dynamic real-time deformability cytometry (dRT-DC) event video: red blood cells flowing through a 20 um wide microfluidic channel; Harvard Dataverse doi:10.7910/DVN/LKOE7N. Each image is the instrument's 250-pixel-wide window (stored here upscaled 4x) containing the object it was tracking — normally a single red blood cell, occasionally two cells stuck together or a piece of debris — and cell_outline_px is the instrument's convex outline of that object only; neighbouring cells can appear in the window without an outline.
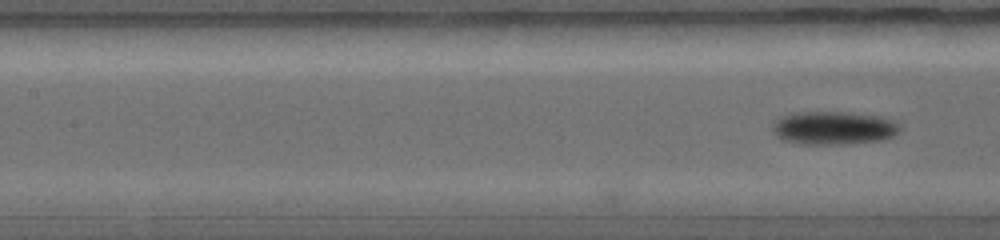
{"species": "common noctule bat (a hibernating species)", "species_latin": "Nyctalus noctula", "temperature_condition": "warm", "stored_images_in_passage": 10, "camera_frame_rate_fps": 5000, "um_per_image_px": 0.085, "animal": {"sex": "female", "body_mass_g": 19.0, "forearm_length_mm": 56.7}, "frame": {"image": 1, "passage_image": 10, "time_ms": 2.0, "image_size_px": [1000, 240], "cell_outline_px": [[900, 128], [892, 136], [884, 140], [852, 144], [800, 144], [780, 140], [772, 132], [772, 128], [776, 120], [784, 116], [800, 112], [844, 112], [876, 116], [892, 120], [900, 124]], "centroid_in_image_um": [70.83, 10.9], "position_along_channel_um": 136.6, "area_um2": 24.68}}